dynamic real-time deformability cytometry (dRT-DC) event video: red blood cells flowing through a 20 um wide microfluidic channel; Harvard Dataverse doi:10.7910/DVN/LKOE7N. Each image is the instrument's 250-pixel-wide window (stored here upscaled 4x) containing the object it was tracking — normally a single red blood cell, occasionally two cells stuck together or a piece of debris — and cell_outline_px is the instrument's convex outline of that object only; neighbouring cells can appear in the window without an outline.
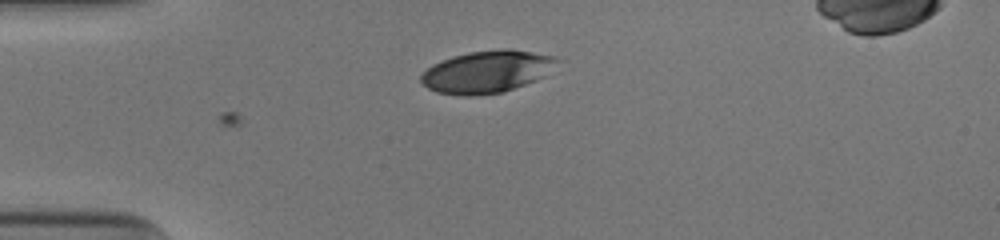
{"species": "human", "species_latin": "Homo sapiens", "temperature_condition": "cold", "stored_images_in_passage": 30, "camera_frame_rate_fps": 3000, "um_per_image_px": 0.085, "donor": {"sex": "male"}, "frame": {"image": 1, "passage_image": 1, "time_ms": 0.0, "image_size_px": [1000, 240], "cell_outline_px": [[564, 60], [544, 76], [536, 80], [504, 92], [468, 96], [464, 96], [436, 92], [428, 88], [420, 80], [420, 76], [432, 64], [452, 56], [468, 52], [500, 48], [508, 48], [556, 56]], "centroid_in_image_um": [41.44, 6.08], "position_along_channel_um": 43.6, "area_um2": 33.81}}
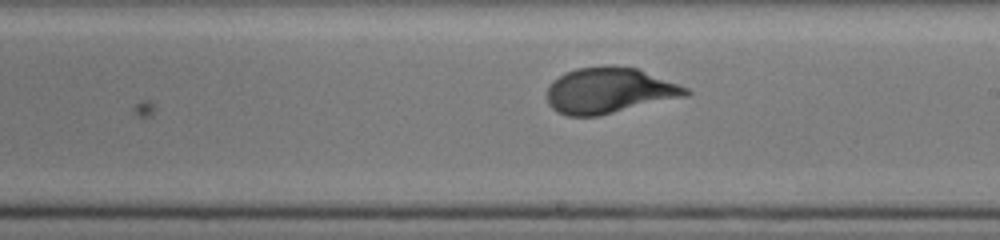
{"frame": {"image": 2, "passage_image": 18, "time_ms": 5.667, "image_size_px": [1000, 240], "cell_outline_px": [[692, 92], [688, 96], [600, 116], [568, 116], [556, 112], [548, 104], [548, 88], [552, 80], [564, 72], [576, 68], [604, 64], [612, 64], [636, 68], [688, 88]], "centroid_in_image_um": [51.77, 7.69], "position_along_channel_um": 237.2, "area_um2": 37.57}}
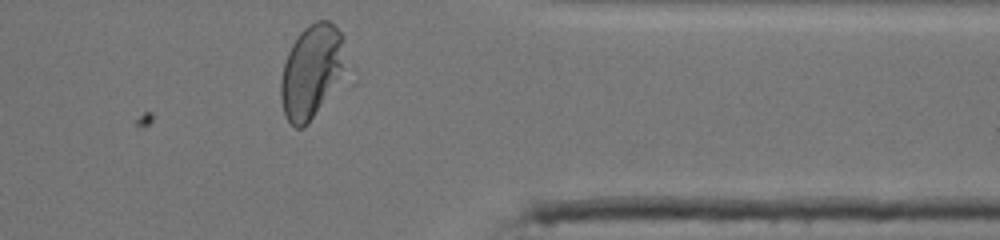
{"frame": {"image": 3, "passage_image": 30, "time_ms": 9.667, "image_size_px": [1000, 240], "cell_outline_px": [[344, 36], [340, 68], [308, 124], [304, 128], [296, 128], [284, 116], [280, 100], [280, 80], [284, 60], [292, 44], [300, 32], [308, 24], [316, 20], [328, 20]], "centroid_in_image_um": [26.33, 6.02], "position_along_channel_um": 385.1, "area_um2": 33.35}, "authors_computed_cell_mechanics": {"area_um2": 36.5874, "velocity_mm_per_s": 3.9294, "shape_relaxation_time_tau1_ms": 2.7245, "shape_relaxation_time_tau2_ms": null, "deformation_change_tau1": 0.1629, "deformation_change_tau2": null}}